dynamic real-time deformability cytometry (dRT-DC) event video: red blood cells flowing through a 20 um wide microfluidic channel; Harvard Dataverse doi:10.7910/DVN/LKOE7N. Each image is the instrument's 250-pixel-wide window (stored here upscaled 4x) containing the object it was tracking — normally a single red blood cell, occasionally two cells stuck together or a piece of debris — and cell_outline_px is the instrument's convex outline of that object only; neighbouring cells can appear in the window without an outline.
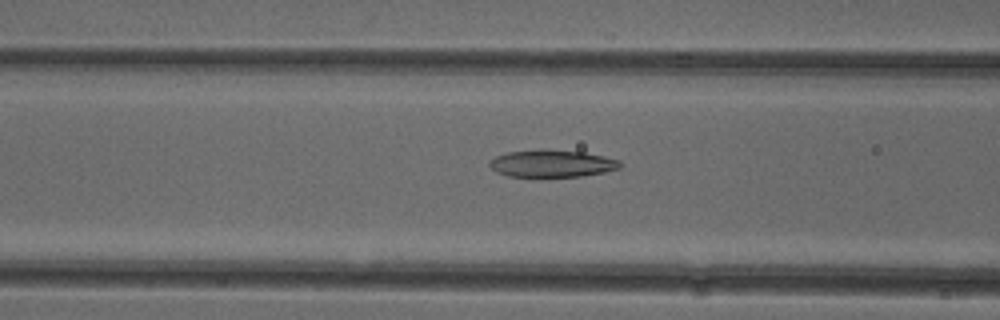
{"species": "common noctule bat (a hibernating species)", "species_latin": "Nyctalus noctula", "temperature_condition": "cold", "stored_images_in_passage": 45, "camera_frame_rate_fps": 3000, "um_per_image_px": 0.085, "animal": {"sex": "female"}, "frame": {"image": 1, "passage_image": 14, "time_ms": 4.333, "image_size_px": [1000, 320], "cell_outline_px": [[624, 164], [620, 168], [604, 172], [580, 176], [508, 176], [496, 172], [488, 164], [488, 160], [496, 156], [508, 152], [540, 148], [544, 148], [584, 152], [604, 156], [620, 160]], "centroid_in_image_um": [46.92, 13.87], "position_along_channel_um": 119.7, "area_um2": 20.98}}
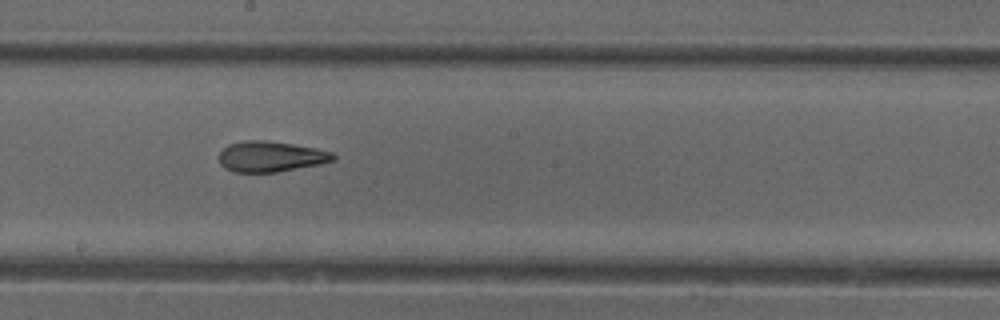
{"frame": {"image": 2, "passage_image": 22, "time_ms": 7.0, "image_size_px": [1000, 320], "cell_outline_px": [[336, 160], [320, 164], [276, 172], [236, 172], [224, 168], [220, 164], [220, 152], [228, 144], [244, 140], [264, 140], [292, 144], [316, 148], [332, 152], [336, 156]], "centroid_in_image_um": [23.02, 13.3], "position_along_channel_um": 225.2, "area_um2": 20.35}}
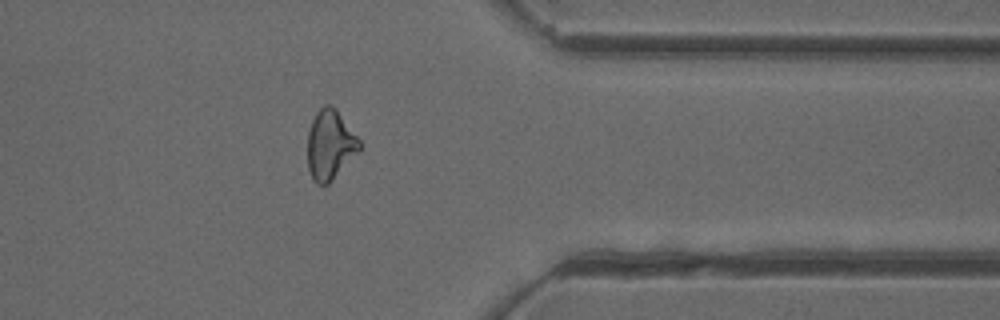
{"frame": {"image": 3, "passage_image": 35, "time_ms": 11.333, "image_size_px": [1000, 320], "cell_outline_px": [[360, 148], [332, 180], [328, 184], [316, 184], [312, 180], [308, 168], [308, 132], [312, 120], [316, 112], [324, 104], [332, 104], [336, 108], [360, 140]], "centroid_in_image_um": [28.03, 12.28], "position_along_channel_um": 383.4, "area_um2": 20.87}, "authors_computed_cell_mechanics": {"area_um2": 21.1548, "velocity_mm_per_s": 3.9537, "shape_relaxation_time_tau1_ms": 7.9312, "shape_relaxation_time_tau2_ms": 2.5321, "deformation_change_tau1": 0.1979, "deformation_change_tau2": 0.1116}}